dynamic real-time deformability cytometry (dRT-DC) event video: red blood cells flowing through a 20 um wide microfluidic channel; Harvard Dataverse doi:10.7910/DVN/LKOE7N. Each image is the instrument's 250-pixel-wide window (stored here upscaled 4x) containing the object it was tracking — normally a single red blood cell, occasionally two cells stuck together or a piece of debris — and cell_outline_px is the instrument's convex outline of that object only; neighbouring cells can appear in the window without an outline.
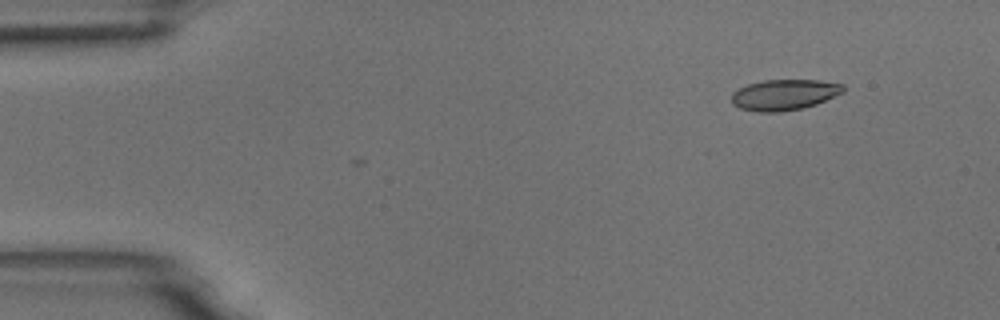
{"species": "common noctule bat (a hibernating species)", "species_latin": "Nyctalus noctula", "temperature_condition": "room temperature", "stored_images_in_passage": 3, "camera_frame_rate_fps": 3000, "um_per_image_px": 0.085, "animal": {"sex": "male", "body_mass_g": 18.8}, "frame": {"image": 1, "passage_image": 3, "time_ms": 0.667, "image_size_px": [1000, 320], "cell_outline_px": [[844, 92], [816, 104], [800, 108], [780, 112], [756, 112], [740, 108], [732, 104], [732, 92], [748, 84], [764, 80], [816, 80], [844, 84]], "centroid_in_image_um": [66.65, 8.05], "position_along_channel_um": 18.4, "area_um2": 19.94}}